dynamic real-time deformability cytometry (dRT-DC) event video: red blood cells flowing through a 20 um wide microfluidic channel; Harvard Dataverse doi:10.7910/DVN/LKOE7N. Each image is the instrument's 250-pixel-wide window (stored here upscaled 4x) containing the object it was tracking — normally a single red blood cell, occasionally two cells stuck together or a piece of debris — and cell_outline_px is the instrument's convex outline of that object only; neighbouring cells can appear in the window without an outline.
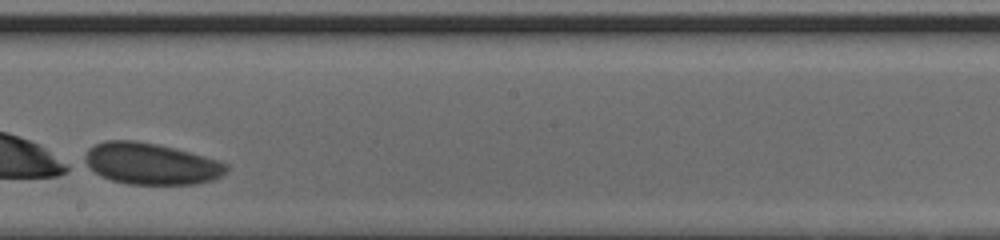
{"species": "human", "species_latin": "Homo sapiens", "temperature_condition": "cold", "stored_images_in_passage": 24, "segment_of_instrument_passage": [2, 2], "camera_frame_rate_fps": 3000, "um_per_image_px": 0.085, "donor": {"sex": "male"}, "frame": {"image": 1, "passage_image": 13, "time_ms": 4.0, "image_size_px": [1000, 240], "cell_outline_px": [[228, 168], [220, 176], [212, 180], [196, 184], [128, 184], [112, 180], [100, 176], [84, 164], [84, 152], [88, 148], [104, 140], [136, 140], [156, 144], [220, 160], [228, 164]], "centroid_in_image_um": [12.78, 13.91], "position_along_channel_um": 235.4, "area_um2": 34.28}}
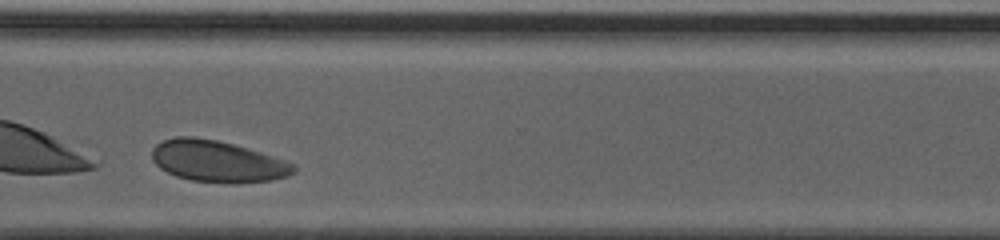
{"frame": {"image": 2, "passage_image": 21, "time_ms": 6.667, "image_size_px": [1000, 240], "cell_outline_px": [[296, 172], [288, 176], [272, 180], [240, 184], [228, 184], [192, 180], [176, 176], [160, 168], [152, 160], [152, 148], [156, 144], [164, 140], [176, 136], [192, 136], [216, 140], [232, 144], [260, 152], [284, 160], [292, 164], [296, 168]], "centroid_in_image_um": [18.48, 13.73], "position_along_channel_um": 352.1, "area_um2": 34.33}}